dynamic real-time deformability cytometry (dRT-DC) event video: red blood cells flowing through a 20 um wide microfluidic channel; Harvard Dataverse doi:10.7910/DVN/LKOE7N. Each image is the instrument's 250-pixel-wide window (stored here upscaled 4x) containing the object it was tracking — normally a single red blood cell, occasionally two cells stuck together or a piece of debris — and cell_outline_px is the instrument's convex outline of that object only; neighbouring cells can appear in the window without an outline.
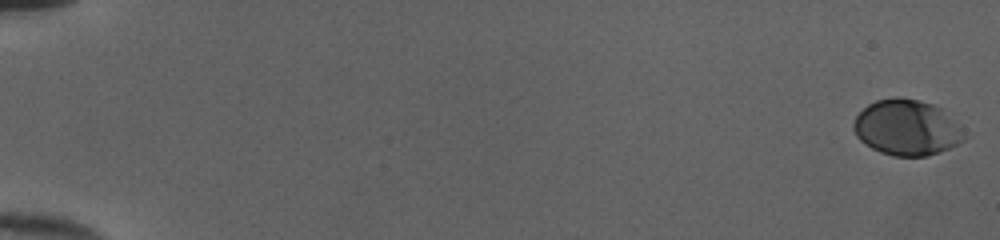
{"species": "human", "species_latin": "Homo sapiens", "temperature_condition": "cold", "stored_images_in_passage": 53, "camera_frame_rate_fps": 3000, "um_per_image_px": 0.085, "donor": {"sex": "female"}, "frame": {"image": 1, "passage_image": 1, "time_ms": 0.0, "image_size_px": [1000, 240], "cell_outline_px": [[968, 136], [964, 140], [948, 148], [928, 156], [892, 156], [880, 152], [872, 148], [860, 140], [856, 136], [852, 128], [852, 124], [856, 116], [868, 104], [876, 100], [896, 96], [920, 100], [944, 108], [960, 124]], "centroid_in_image_um": [77.11, 10.83], "position_along_channel_um": 7.9, "area_um2": 36.47}}
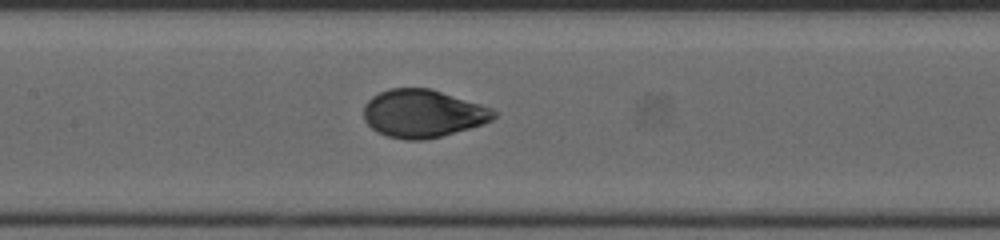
{"frame": {"image": 2, "passage_image": 28, "time_ms": 9.0, "image_size_px": [1000, 240], "cell_outline_px": [[500, 112], [492, 120], [484, 124], [440, 136], [424, 140], [404, 140], [388, 136], [376, 132], [364, 120], [364, 104], [372, 96], [388, 88], [432, 88], [492, 108]], "centroid_in_image_um": [35.95, 9.64], "position_along_channel_um": 171.4, "area_um2": 36.53}}
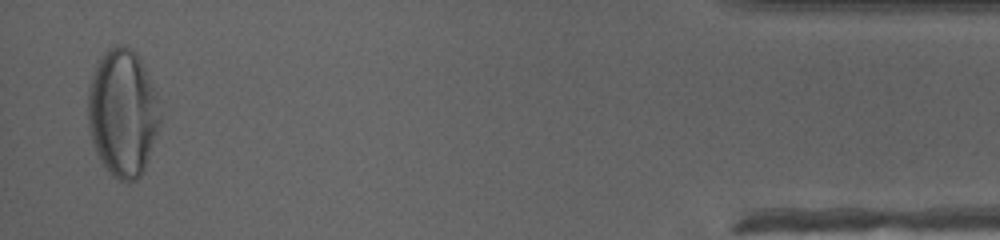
{"frame": {"image": 3, "passage_image": 52, "time_ms": 17.0, "image_size_px": [1000, 240], "cell_outline_px": [[160, 120], [144, 172], [136, 180], [116, 180], [104, 168], [96, 152], [88, 128], [88, 88], [96, 60], [108, 48], [116, 44], [124, 44], [136, 52], [156, 92], [160, 112]], "centroid_in_image_um": [10.4, 9.58], "position_along_channel_um": 424.8, "area_um2": 53.81}, "authors_computed_cell_mechanics": {"area_um2": 36.5296, "velocity_mm_per_s": 4.0247, "shape_relaxation_time_tau1_ms": 3.9833, "shape_relaxation_time_tau2_ms": null, "deformation_change_tau1": 0.169, "deformation_change_tau2": null}}